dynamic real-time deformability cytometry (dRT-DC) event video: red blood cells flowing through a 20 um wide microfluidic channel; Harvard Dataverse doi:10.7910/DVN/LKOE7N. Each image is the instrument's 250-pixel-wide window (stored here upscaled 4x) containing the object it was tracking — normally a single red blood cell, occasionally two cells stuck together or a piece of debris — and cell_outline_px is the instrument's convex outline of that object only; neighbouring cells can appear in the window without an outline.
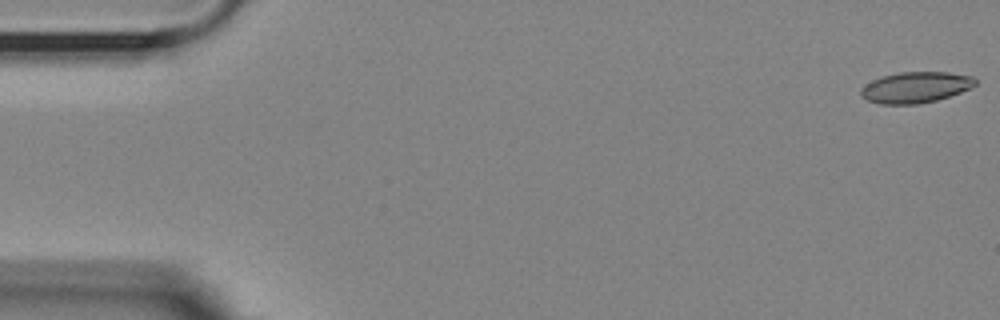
{"species": "Egyptian fruit bat (a non-hibernating species)", "species_latin": "Rousettus aegyptiacus", "temperature_condition": "room temperature", "stored_images_in_passage": 30, "camera_frame_rate_fps": 3000, "um_per_image_px": 0.085, "animal": {"sex": "female"}, "frame": {"image": 1, "passage_image": 1, "time_ms": 0.0, "image_size_px": [1000, 320], "cell_outline_px": [[976, 84], [960, 92], [936, 100], [916, 104], [880, 104], [868, 100], [860, 96], [860, 88], [872, 80], [884, 76], [900, 72], [948, 72], [972, 76], [976, 80]], "centroid_in_image_um": [77.79, 7.42], "position_along_channel_um": 7.2, "area_um2": 20.46}}
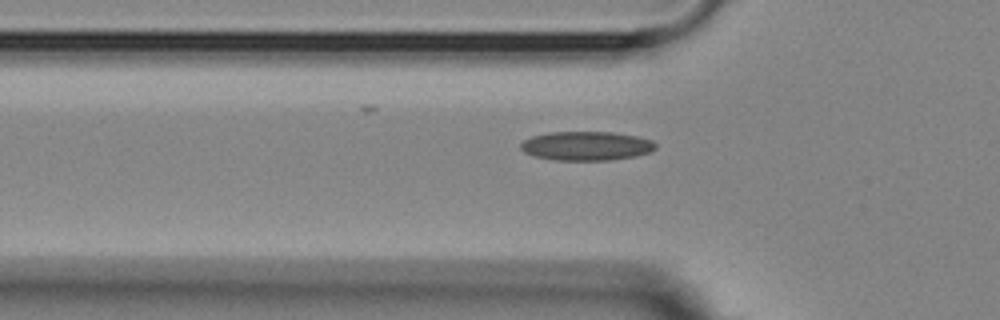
{"frame": {"image": 2, "passage_image": 18, "time_ms": 5.667, "image_size_px": [1000, 320], "cell_outline_px": [[656, 148], [652, 152], [636, 156], [612, 160], [556, 160], [536, 156], [524, 152], [520, 148], [520, 144], [524, 140], [532, 136], [548, 132], [612, 132], [636, 136], [652, 140], [656, 144]], "centroid_in_image_um": [49.87, 12.4], "position_along_channel_um": 75.9, "area_um2": 22.89}}
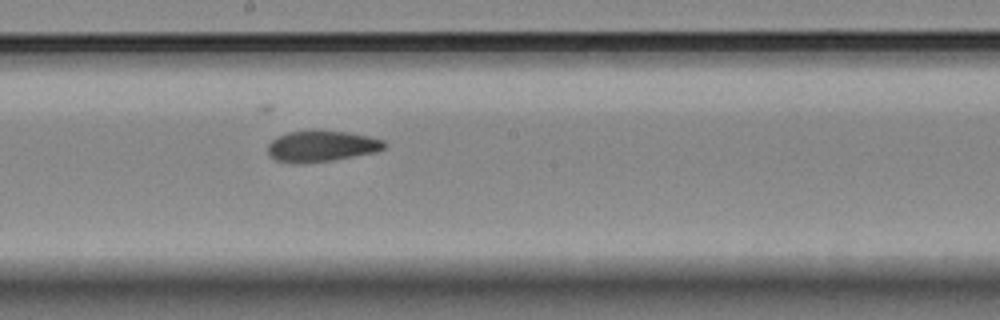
{"frame": {"image": 3, "passage_image": 30, "time_ms": 9.667, "image_size_px": [1000, 320], "cell_outline_px": [[388, 144], [384, 148], [376, 152], [332, 160], [300, 164], [296, 164], [276, 160], [268, 152], [268, 144], [276, 136], [288, 132], [312, 128], [348, 132], [368, 136], [384, 140]], "centroid_in_image_um": [27.32, 12.39], "position_along_channel_um": 220.9, "area_um2": 21.62}}